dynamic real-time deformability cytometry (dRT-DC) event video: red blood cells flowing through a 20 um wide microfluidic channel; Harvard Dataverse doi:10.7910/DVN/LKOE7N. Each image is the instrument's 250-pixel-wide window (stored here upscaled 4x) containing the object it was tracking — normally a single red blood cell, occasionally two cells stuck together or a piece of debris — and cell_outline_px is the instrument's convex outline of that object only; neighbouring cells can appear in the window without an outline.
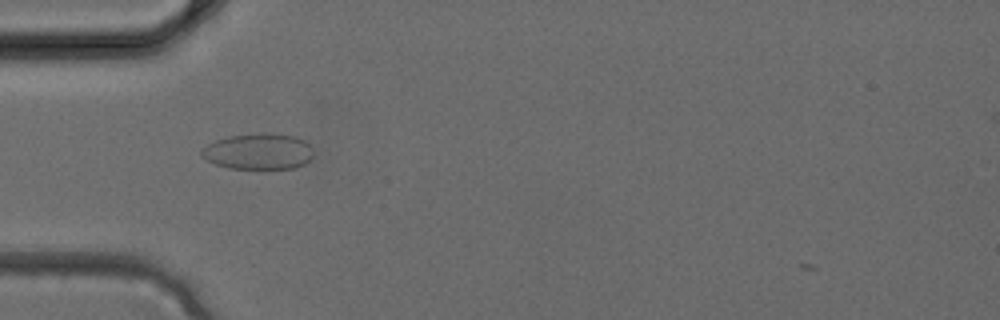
{"species": "common noctule bat (a hibernating species)", "species_latin": "Nyctalus noctula", "temperature_condition": "cold", "stored_images_in_passage": 1, "camera_frame_rate_fps": 3000, "um_per_image_px": 0.085, "animal": {"sex": "female", "body_mass_g": 24.6, "forearm_length_mm": 56.2}, "frame": {"image": 1, "passage_image": 1, "time_ms": 0.0, "image_size_px": [1000, 320], "cell_outline_px": [[312, 156], [304, 164], [296, 168], [228, 168], [216, 164], [200, 156], [200, 148], [216, 140], [228, 136], [268, 132], [296, 136], [304, 140], [312, 148]], "centroid_in_image_um": [21.95, 12.86], "position_along_channel_um": 63.1, "area_um2": 23.52}}